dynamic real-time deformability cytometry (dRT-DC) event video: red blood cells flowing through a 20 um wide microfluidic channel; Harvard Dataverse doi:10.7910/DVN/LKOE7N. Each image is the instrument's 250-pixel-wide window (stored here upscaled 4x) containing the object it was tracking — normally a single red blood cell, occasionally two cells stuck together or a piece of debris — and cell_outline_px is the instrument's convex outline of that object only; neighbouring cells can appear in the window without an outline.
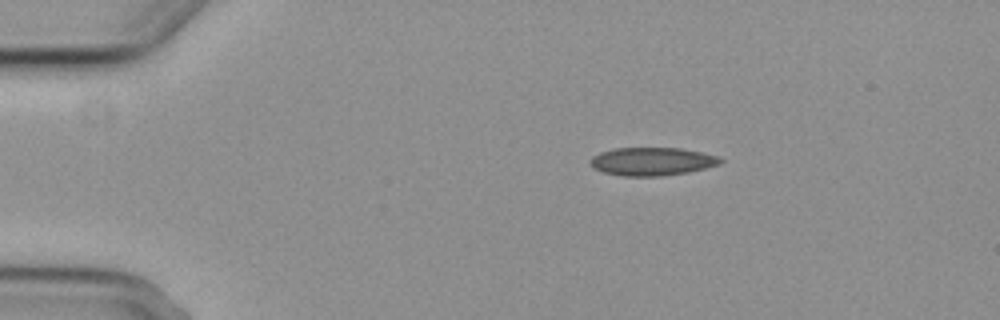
{"species": "common noctule bat (a hibernating species)", "species_latin": "Nyctalus noctula", "temperature_condition": "cold", "stored_images_in_passage": 3, "camera_frame_rate_fps": 3000, "um_per_image_px": 0.085, "animal": {"sex": "female", "body_mass_g": 29.2, "forearm_length_mm": 56.3}, "frame": {"image": 1, "passage_image": 1, "time_ms": 0.0, "image_size_px": [1000, 320], "cell_outline_px": [[724, 160], [720, 164], [688, 172], [660, 176], [620, 176], [604, 172], [592, 168], [588, 160], [592, 156], [600, 152], [612, 148], [680, 148], [720, 156]], "centroid_in_image_um": [55.39, 13.72], "position_along_channel_um": 29.6, "area_um2": 21.5}}